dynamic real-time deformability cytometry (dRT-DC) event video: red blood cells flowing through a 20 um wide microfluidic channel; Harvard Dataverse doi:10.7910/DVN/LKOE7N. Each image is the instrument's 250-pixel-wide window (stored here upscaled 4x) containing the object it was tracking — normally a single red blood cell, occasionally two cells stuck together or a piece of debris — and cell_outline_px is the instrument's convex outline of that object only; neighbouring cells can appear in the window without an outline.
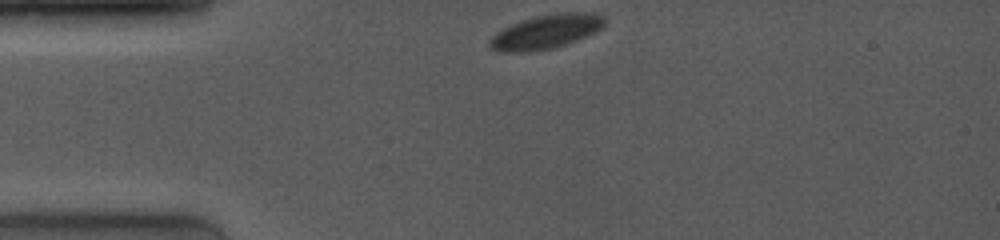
{"species": "common noctule bat (a hibernating species)", "species_latin": "Nyctalus noctula", "temperature_condition": "room temperature", "stored_images_in_passage": 46, "camera_frame_rate_fps": 4000, "um_per_image_px": 0.085, "animal": {"sex": "female", "body_mass_g": 19.0, "forearm_length_mm": 53.3}, "frame": {"image": 1, "passage_image": 1, "time_ms": 0.0, "image_size_px": [1000, 240], "cell_outline_px": [[608, 20], [596, 32], [576, 40], [552, 48], [528, 52], [500, 52], [488, 48], [488, 40], [496, 32], [512, 24], [536, 16], [564, 12], [596, 12], [604, 16]], "centroid_in_image_um": [46.41, 2.69], "position_along_channel_um": 38.6, "area_um2": 22.89}}
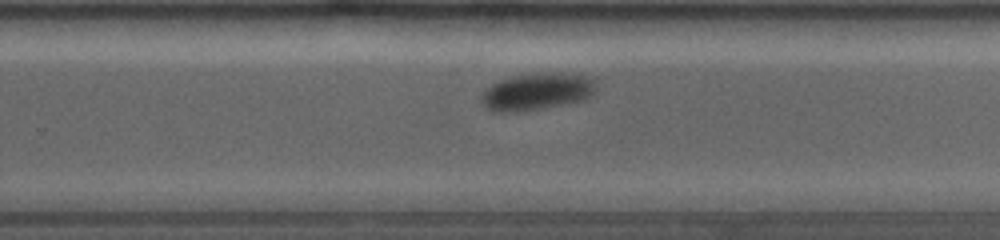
{"frame": {"image": 2, "passage_image": 30, "time_ms": 7.25, "image_size_px": [1000, 240], "cell_outline_px": [[596, 88], [592, 96], [584, 100], [544, 108], [516, 112], [500, 112], [488, 108], [480, 100], [480, 96], [492, 84], [500, 80], [512, 76], [536, 72], [592, 76], [596, 80]], "centroid_in_image_um": [45.68, 7.78], "position_along_channel_um": 284.1, "area_um2": 24.8}}
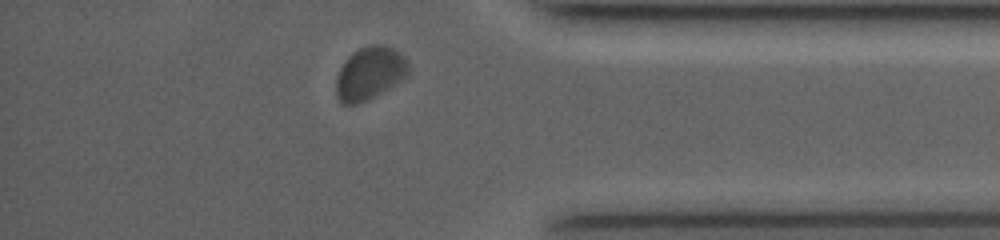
{"frame": {"image": 3, "passage_image": 43, "time_ms": 10.5, "image_size_px": [1000, 240], "cell_outline_px": [[408, 76], [404, 80], [368, 100], [356, 104], [344, 104], [336, 96], [336, 76], [340, 68], [348, 56], [360, 48], [368, 44], [384, 44], [400, 52], [408, 60]], "centroid_in_image_um": [31.45, 6.22], "position_along_channel_um": 403.7, "area_um2": 22.6}}